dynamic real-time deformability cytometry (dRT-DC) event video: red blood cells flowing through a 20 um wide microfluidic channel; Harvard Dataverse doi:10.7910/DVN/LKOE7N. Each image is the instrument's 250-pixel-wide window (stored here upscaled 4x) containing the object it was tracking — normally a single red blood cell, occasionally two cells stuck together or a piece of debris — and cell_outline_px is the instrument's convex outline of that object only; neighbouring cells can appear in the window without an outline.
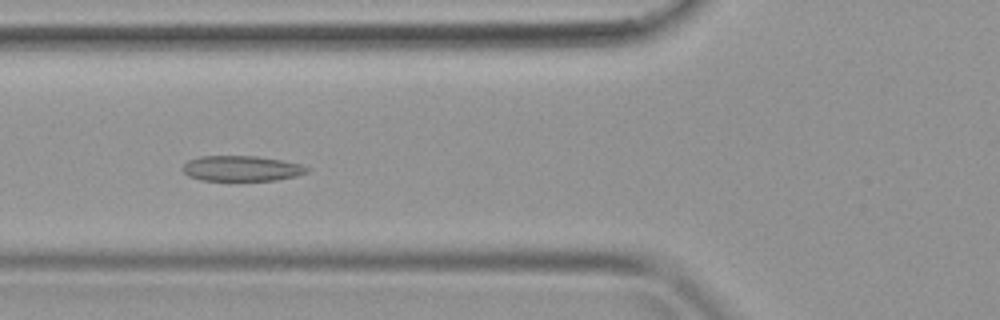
{"species": "common noctule bat (a hibernating species)", "species_latin": "Nyctalus noctula", "temperature_condition": "warm", "stored_images_in_passage": 23, "camera_frame_rate_fps": 3000, "um_per_image_px": 0.085, "animal": {"sex": "female", "body_mass_g": 19.9}, "frame": {"image": 1, "passage_image": 4, "time_ms": 1.0, "image_size_px": [1000, 320], "cell_outline_px": [[308, 172], [296, 176], [276, 180], [200, 180], [188, 176], [180, 168], [188, 160], [200, 156], [256, 156], [280, 160], [300, 164], [308, 168]], "centroid_in_image_um": [20.49, 14.32], "position_along_channel_um": 105.3, "area_um2": 18.32}}
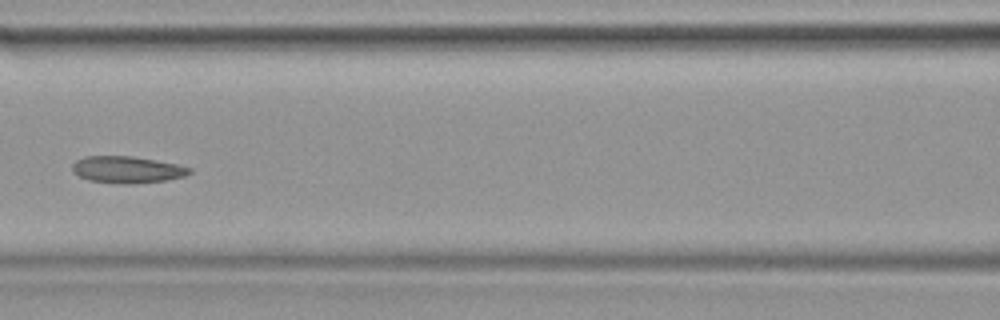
{"frame": {"image": 2, "passage_image": 7, "time_ms": 2.0, "image_size_px": [1000, 320], "cell_outline_px": [[192, 172], [184, 176], [168, 180], [128, 184], [124, 184], [88, 180], [72, 172], [72, 164], [76, 160], [84, 156], [132, 156], [176, 164], [192, 168]], "centroid_in_image_um": [10.79, 14.42], "position_along_channel_um": 155.8, "area_um2": 18.26}}